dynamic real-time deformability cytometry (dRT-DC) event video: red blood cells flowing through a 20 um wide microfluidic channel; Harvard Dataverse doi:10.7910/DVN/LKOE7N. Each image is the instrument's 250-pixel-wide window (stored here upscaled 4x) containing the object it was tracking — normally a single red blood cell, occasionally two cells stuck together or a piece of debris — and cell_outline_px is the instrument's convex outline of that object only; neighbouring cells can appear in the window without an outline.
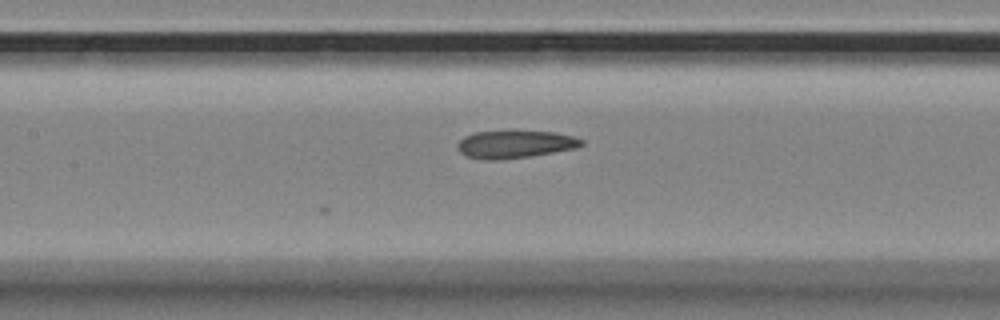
{"species": "Egyptian fruit bat (a non-hibernating species)", "species_latin": "Rousettus aegyptiacus", "temperature_condition": "room temperature", "stored_images_in_passage": 19, "camera_frame_rate_fps": 3000, "um_per_image_px": 0.085, "animal": {"sex": "female"}, "frame": {"image": 1, "passage_image": 19, "time_ms": 6.0, "image_size_px": [1000, 320], "cell_outline_px": [[584, 144], [576, 148], [532, 156], [500, 160], [488, 160], [468, 156], [460, 152], [460, 140], [464, 136], [476, 132], [512, 128], [556, 132], [572, 136], [584, 140]], "centroid_in_image_um": [43.83, 12.21], "position_along_channel_um": 163.6, "area_um2": 20.69}}